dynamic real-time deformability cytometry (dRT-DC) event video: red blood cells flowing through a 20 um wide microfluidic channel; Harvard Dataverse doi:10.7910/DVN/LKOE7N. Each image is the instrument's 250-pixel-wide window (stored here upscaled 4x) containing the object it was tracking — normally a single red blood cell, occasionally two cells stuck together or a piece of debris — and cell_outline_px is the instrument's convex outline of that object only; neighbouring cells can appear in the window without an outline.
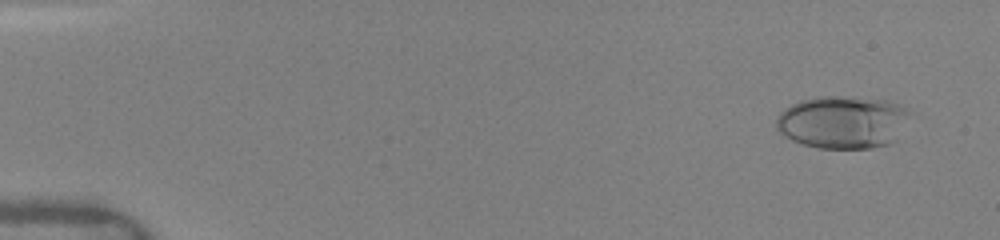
{"species": "human", "species_latin": "Homo sapiens", "temperature_condition": "warm", "stored_images_in_passage": 27, "camera_frame_rate_fps": 3000, "um_per_image_px": 0.085, "donor": {"sex": "female"}, "frame": {"image": 1, "passage_image": 3, "time_ms": 0.667, "image_size_px": [1000, 240], "cell_outline_px": [[912, 112], [896, 140], [888, 144], [872, 148], [820, 148], [804, 144], [792, 140], [780, 132], [776, 128], [776, 116], [784, 108], [800, 100], [816, 96], [852, 96], [888, 100], [900, 104], [908, 108]], "centroid_in_image_um": [71.65, 10.35], "position_along_channel_um": 13.3, "area_um2": 41.56}}
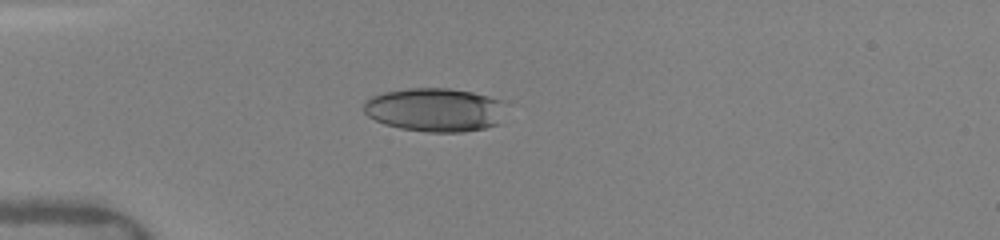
{"frame": {"image": 2, "passage_image": 18, "time_ms": 4.333, "image_size_px": [1000, 240], "cell_outline_px": [[504, 100], [500, 124], [484, 128], [464, 132], [428, 132], [400, 128], [384, 124], [368, 116], [364, 112], [364, 100], [372, 96], [384, 92], [408, 88], [448, 88], [472, 92]], "centroid_in_image_um": [36.96, 9.33], "position_along_channel_um": 48.0, "area_um2": 36.3}}
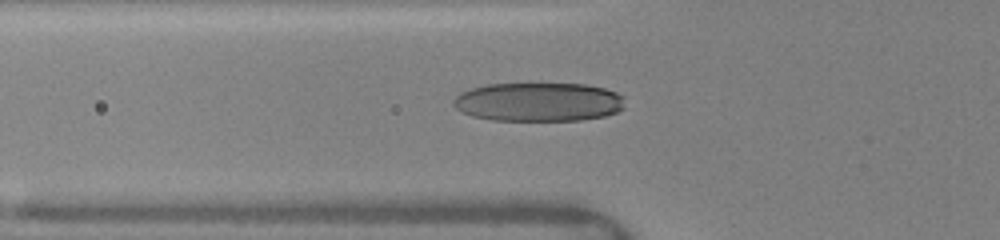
{"frame": {"image": 3, "passage_image": 24, "time_ms": 5.667, "image_size_px": [1000, 240], "cell_outline_px": [[624, 108], [616, 112], [604, 116], [580, 120], [492, 120], [472, 116], [456, 108], [452, 104], [452, 100], [460, 92], [484, 84], [584, 84], [604, 88], [616, 92], [624, 96]], "centroid_in_image_um": [45.77, 8.66], "position_along_channel_um": 80.0, "area_um2": 38.9}}